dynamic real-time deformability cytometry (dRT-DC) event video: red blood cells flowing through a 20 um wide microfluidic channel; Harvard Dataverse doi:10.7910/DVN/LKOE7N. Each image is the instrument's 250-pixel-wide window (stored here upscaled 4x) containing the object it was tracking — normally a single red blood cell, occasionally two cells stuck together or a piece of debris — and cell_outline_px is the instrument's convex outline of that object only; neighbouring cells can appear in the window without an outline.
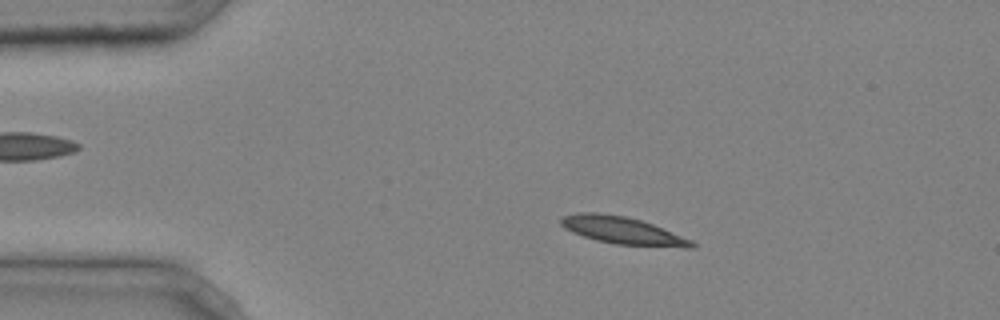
{"species": "common noctule bat (a hibernating species)", "species_latin": "Nyctalus noctula", "temperature_condition": "cold", "stored_images_in_passage": 3, "camera_frame_rate_fps": 3000, "um_per_image_px": 0.085, "animal": {"sex": "male", "body_mass_g": 20.4}, "frame": {"image": 1, "passage_image": 2, "time_ms": 0.333, "image_size_px": [1000, 320], "cell_outline_px": [[696, 248], [684, 248], [616, 244], [596, 240], [572, 232], [564, 228], [560, 224], [560, 216], [580, 212], [596, 212], [624, 216], [640, 220], [652, 224], [692, 240], [696, 244]], "centroid_in_image_um": [52.91, 19.6], "position_along_channel_um": 32.1, "area_um2": 20.87}}